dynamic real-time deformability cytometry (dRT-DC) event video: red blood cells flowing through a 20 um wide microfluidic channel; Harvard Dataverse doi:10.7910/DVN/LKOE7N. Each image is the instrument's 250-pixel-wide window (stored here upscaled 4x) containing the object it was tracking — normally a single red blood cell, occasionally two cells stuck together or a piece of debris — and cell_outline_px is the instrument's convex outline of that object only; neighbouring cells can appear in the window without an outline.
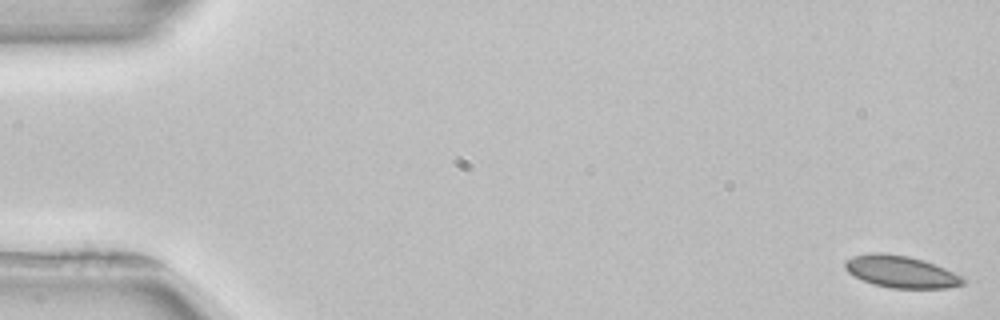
{"species": "common noctule bat (a hibernating species)", "species_latin": "Nyctalus noctula", "temperature_condition": "room temperature", "stored_images_in_passage": 53, "camera_frame_rate_fps": 3000, "um_per_image_px": 0.085, "animal": {"sex": "female", "body_mass_g": 22.7, "forearm_length_mm": 54.2}, "frame": {"image": 1, "passage_image": 1, "time_ms": 0.0, "image_size_px": [1000, 320], "cell_outline_px": [[964, 284], [948, 288], [892, 288], [872, 284], [848, 272], [844, 268], [844, 260], [852, 256], [872, 252], [880, 252], [908, 256], [924, 260], [944, 268], [960, 276], [964, 280]], "centroid_in_image_um": [76.54, 23.08], "position_along_channel_um": 8.5, "area_um2": 21.91}}
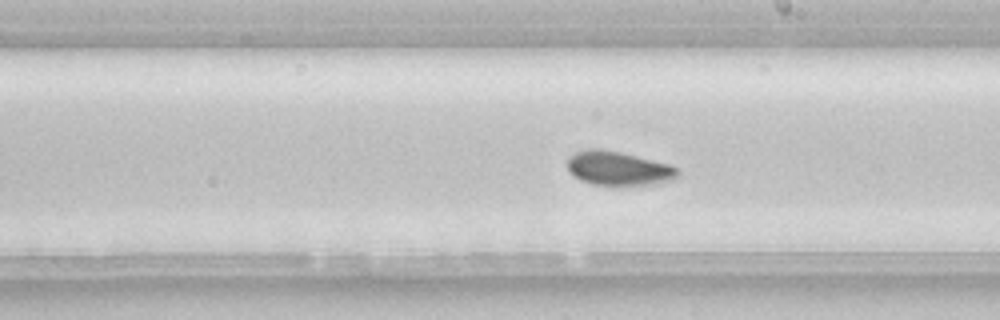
{"frame": {"image": 2, "passage_image": 30, "time_ms": 9.667, "image_size_px": [1000, 320], "cell_outline_px": [[676, 176], [672, 180], [644, 184], [592, 184], [580, 180], [572, 176], [568, 172], [568, 156], [576, 152], [588, 148], [600, 148], [620, 152], [668, 164], [676, 168]], "centroid_in_image_um": [52.45, 14.29], "position_along_channel_um": 236.5, "area_um2": 21.39}}
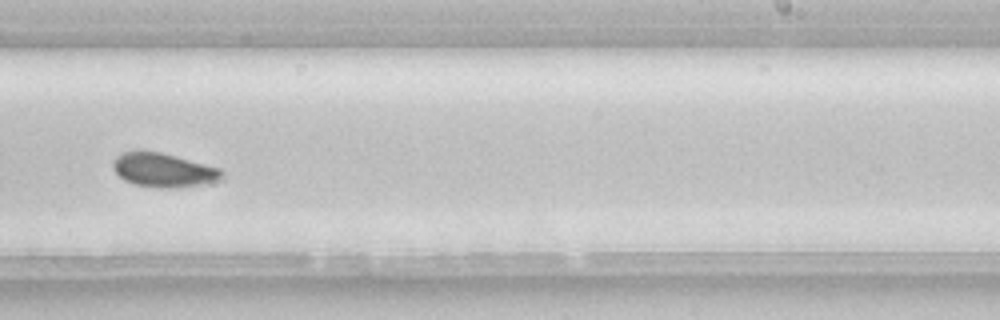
{"frame": {"image": 3, "passage_image": 33, "time_ms": 10.667, "image_size_px": [1000, 320], "cell_outline_px": [[224, 176], [220, 180], [200, 184], [176, 188], [160, 188], [136, 184], [124, 180], [112, 168], [112, 160], [116, 156], [124, 152], [140, 148], [160, 152], [176, 156], [220, 168], [224, 172]], "centroid_in_image_um": [13.86, 14.43], "position_along_channel_um": 275.1, "area_um2": 21.85}, "authors_computed_cell_mechanics": {"area_um2": 21.8484, "velocity_mm_per_s": 3.9032, "shape_relaxation_time_tau1_ms": 4.2976, "shape_relaxation_time_tau2_ms": 5.2213, "deformation_change_tau1": 0.0715, "deformation_change_tau2": 0.0587}}